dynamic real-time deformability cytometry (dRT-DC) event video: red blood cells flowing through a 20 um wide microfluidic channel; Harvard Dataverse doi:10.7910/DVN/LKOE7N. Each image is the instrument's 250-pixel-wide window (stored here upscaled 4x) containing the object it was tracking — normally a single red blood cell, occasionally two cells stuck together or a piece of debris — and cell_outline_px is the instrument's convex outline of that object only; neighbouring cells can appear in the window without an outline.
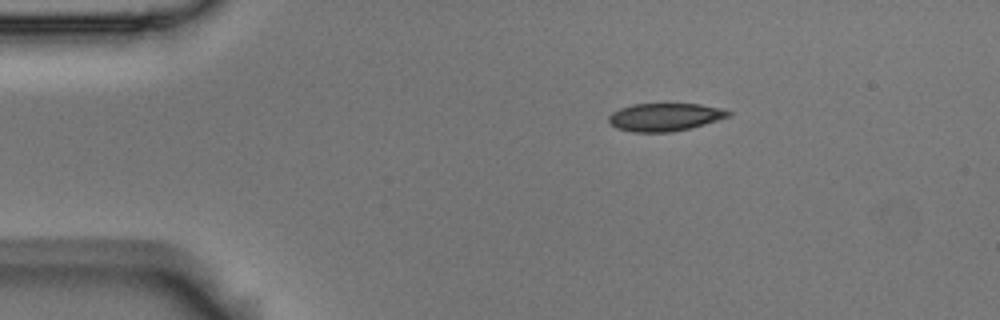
{"species": "Egyptian fruit bat (a non-hibernating species)", "species_latin": "Rousettus aegyptiacus", "temperature_condition": "room temperature", "stored_images_in_passage": 4, "camera_frame_rate_fps": 3000, "um_per_image_px": 0.085, "animal": {"sex": "male"}, "frame": {"image": 1, "passage_image": 1, "time_ms": 0.0, "image_size_px": [1000, 320], "cell_outline_px": [[732, 116], [692, 128], [672, 132], [632, 132], [616, 128], [608, 120], [608, 116], [612, 112], [620, 108], [632, 104], [700, 104], [724, 108], [732, 112]], "centroid_in_image_um": [56.56, 9.95], "position_along_channel_um": 28.4, "area_um2": 19.71}}
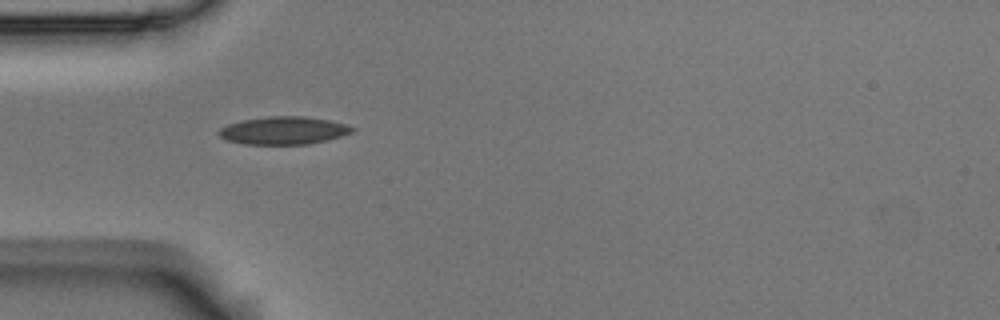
{"frame": {"image": 2, "passage_image": 3, "time_ms": 0.667, "image_size_px": [1000, 320], "cell_outline_px": [[356, 128], [352, 132], [340, 136], [308, 144], [244, 144], [228, 140], [220, 136], [220, 128], [228, 124], [244, 120], [268, 116], [304, 116], [328, 120], [344, 124]], "centroid_in_image_um": [24.11, 11.09], "position_along_channel_um": 60.9, "area_um2": 21.21}}
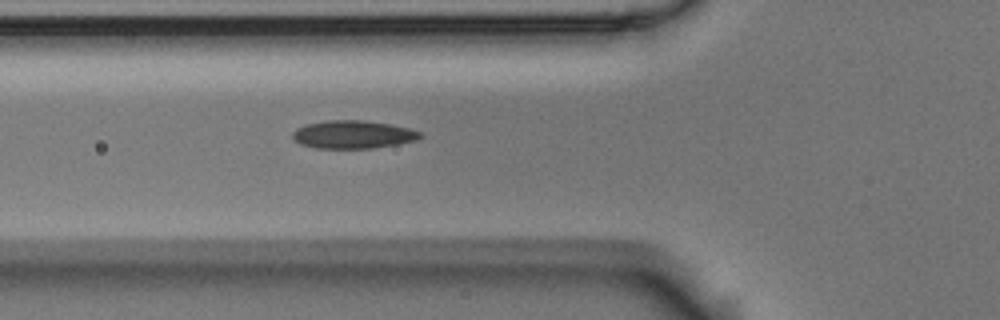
{"frame": {"image": 3, "passage_image": 4, "time_ms": 1.0, "image_size_px": [1000, 320], "cell_outline_px": [[424, 136], [416, 140], [400, 144], [372, 148], [316, 148], [300, 144], [292, 136], [292, 132], [296, 128], [308, 124], [328, 120], [364, 120], [392, 124], [424, 132]], "centroid_in_image_um": [30.06, 11.43], "position_along_channel_um": 95.7, "area_um2": 20.98}}